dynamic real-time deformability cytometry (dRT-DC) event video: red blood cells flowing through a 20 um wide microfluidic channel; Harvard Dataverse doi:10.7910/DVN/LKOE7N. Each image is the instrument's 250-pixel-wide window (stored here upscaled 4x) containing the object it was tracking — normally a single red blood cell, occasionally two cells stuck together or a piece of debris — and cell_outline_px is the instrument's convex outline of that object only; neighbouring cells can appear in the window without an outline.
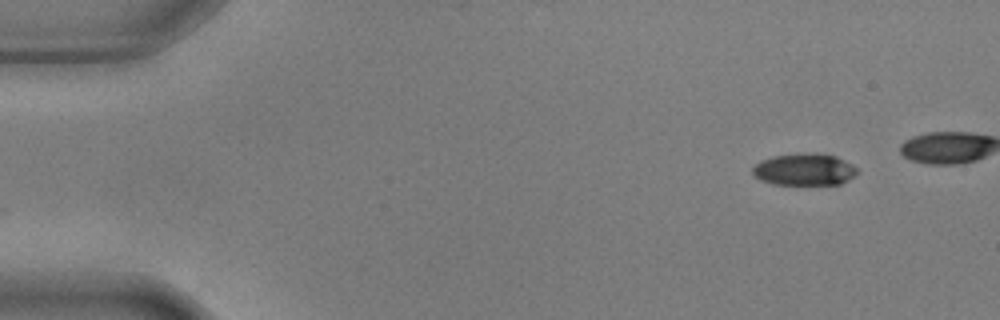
{"species": "common noctule bat (a hibernating species)", "species_latin": "Nyctalus noctula", "temperature_condition": "warm", "stored_images_in_passage": 11, "camera_frame_rate_fps": 3000, "um_per_image_px": 0.085, "animal": {"sex": "male", "body_mass_g": 17.9, "forearm_length_mm": 54.2}, "frame": {"image": 1, "passage_image": 1, "time_ms": 0.0, "image_size_px": [1000, 320], "cell_outline_px": [[856, 172], [848, 180], [840, 184], [772, 184], [760, 180], [752, 172], [752, 168], [760, 160], [772, 156], [800, 152], [816, 152], [836, 156], [852, 164], [856, 168]], "centroid_in_image_um": [68.34, 14.38], "position_along_channel_um": 16.7, "area_um2": 19.59}}